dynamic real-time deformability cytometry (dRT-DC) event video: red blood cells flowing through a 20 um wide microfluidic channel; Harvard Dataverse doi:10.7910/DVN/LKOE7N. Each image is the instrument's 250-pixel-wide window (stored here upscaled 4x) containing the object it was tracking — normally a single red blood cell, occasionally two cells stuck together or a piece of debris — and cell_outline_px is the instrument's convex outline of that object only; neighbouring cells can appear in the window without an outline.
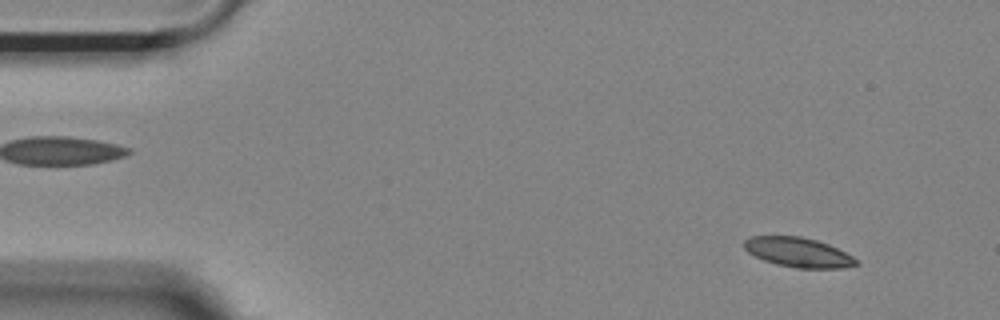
{"species": "Egyptian fruit bat (a non-hibernating species)", "species_latin": "Rousettus aegyptiacus", "temperature_condition": "room temperature", "stored_images_in_passage": 51, "camera_frame_rate_fps": 3000, "um_per_image_px": 0.085, "animal": {"sex": "female"}, "frame": {"image": 1, "passage_image": 2, "time_ms": 0.333, "image_size_px": [1000, 320], "cell_outline_px": [[860, 264], [840, 268], [796, 268], [776, 264], [764, 260], [748, 252], [744, 248], [744, 240], [752, 236], [800, 236], [816, 240], [828, 244], [852, 256]], "centroid_in_image_um": [67.83, 21.44], "position_along_channel_um": 17.2, "area_um2": 19.13}}
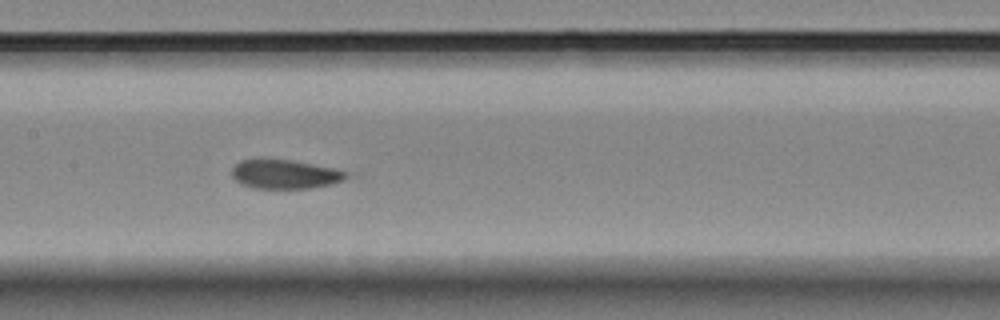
{"frame": {"image": 2, "passage_image": 23, "time_ms": 7.333, "image_size_px": [1000, 320], "cell_outline_px": [[348, 176], [344, 180], [332, 184], [312, 188], [252, 188], [236, 180], [232, 176], [232, 168], [240, 160], [256, 156], [292, 160], [332, 168], [348, 172]], "centroid_in_image_um": [24.17, 14.77], "position_along_channel_um": 183.2, "area_um2": 19.83}}
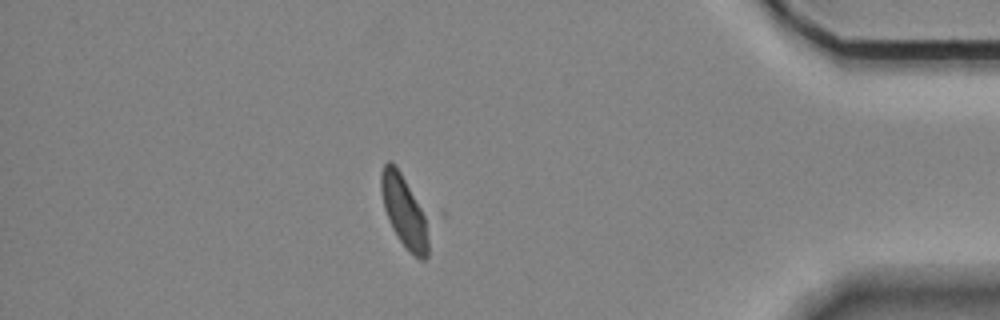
{"frame": {"image": 3, "passage_image": 44, "time_ms": 14.333, "image_size_px": [1000, 320], "cell_outline_px": [[432, 216], [428, 256], [424, 260], [420, 260], [400, 240], [392, 228], [384, 208], [380, 188], [380, 172], [384, 164], [388, 160], [392, 160], [396, 164]], "centroid_in_image_um": [34.46, 17.9], "position_along_channel_um": 400.7, "area_um2": 21.5}, "authors_computed_cell_mechanics": {"area_um2": 20.2878, "velocity_mm_per_s": 3.6823, "shape_relaxation_time_tau1_ms": 7.3299, "shape_relaxation_time_tau2_ms": 0.7765, "deformation_change_tau1": 0.1477, "deformation_change_tau2": 0.0691}}